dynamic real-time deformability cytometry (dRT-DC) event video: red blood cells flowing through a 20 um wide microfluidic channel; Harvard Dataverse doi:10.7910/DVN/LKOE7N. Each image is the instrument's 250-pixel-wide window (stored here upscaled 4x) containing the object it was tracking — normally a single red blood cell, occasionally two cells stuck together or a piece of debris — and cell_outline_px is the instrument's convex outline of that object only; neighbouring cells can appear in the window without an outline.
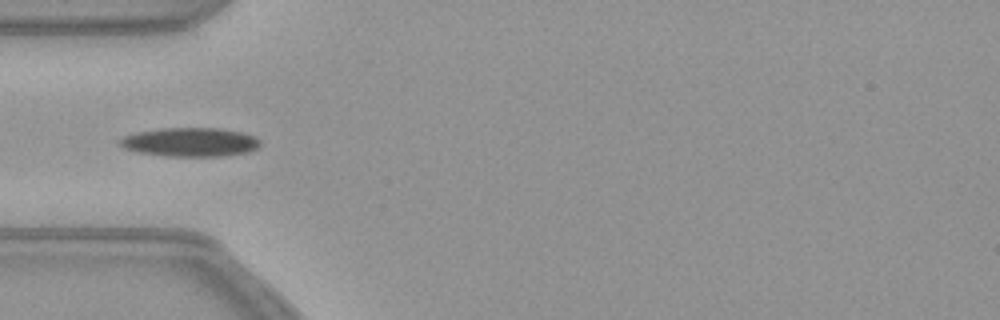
{"species": "common noctule bat (a hibernating species)", "species_latin": "Nyctalus noctula", "temperature_condition": "warm", "stored_images_in_passage": 15, "camera_frame_rate_fps": 3000, "um_per_image_px": 0.085, "animal": {"sex": "female", "body_mass_g": 21.9}, "frame": {"image": 1, "passage_image": 5, "time_ms": 1.333, "image_size_px": [1000, 320], "cell_outline_px": [[260, 144], [256, 148], [248, 152], [224, 156], [164, 156], [136, 152], [124, 148], [116, 144], [116, 140], [124, 136], [136, 132], [160, 128], [220, 128], [240, 132], [256, 136], [260, 140]], "centroid_in_image_um": [16.11, 12.08], "position_along_channel_um": 68.9, "area_um2": 23.93}}